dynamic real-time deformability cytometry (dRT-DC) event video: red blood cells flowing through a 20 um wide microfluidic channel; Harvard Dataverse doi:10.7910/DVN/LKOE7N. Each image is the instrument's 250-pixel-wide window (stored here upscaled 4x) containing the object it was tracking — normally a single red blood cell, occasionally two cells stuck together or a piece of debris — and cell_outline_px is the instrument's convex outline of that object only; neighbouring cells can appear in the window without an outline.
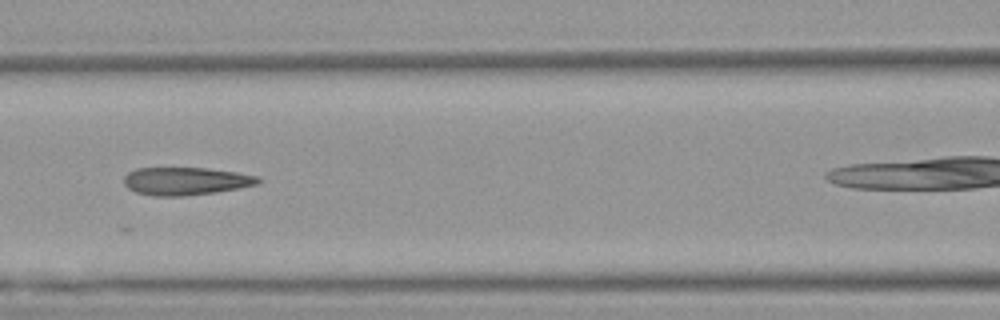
{"species": "Egyptian fruit bat (a non-hibernating species)", "species_latin": "Rousettus aegyptiacus", "temperature_condition": "warm", "stored_images_in_passage": 9, "camera_frame_rate_fps": 3000, "um_per_image_px": 0.085, "animal": {"sex": "female"}, "frame": {"image": 1, "passage_image": 3, "time_ms": 0.667, "image_size_px": [1000, 320], "cell_outline_px": [[260, 180], [256, 184], [216, 192], [184, 196], [152, 196], [136, 192], [128, 188], [124, 184], [124, 176], [128, 172], [136, 168], [208, 168], [236, 172], [256, 176]], "centroid_in_image_um": [15.72, 15.39], "position_along_channel_um": 150.9, "area_um2": 21.62}}
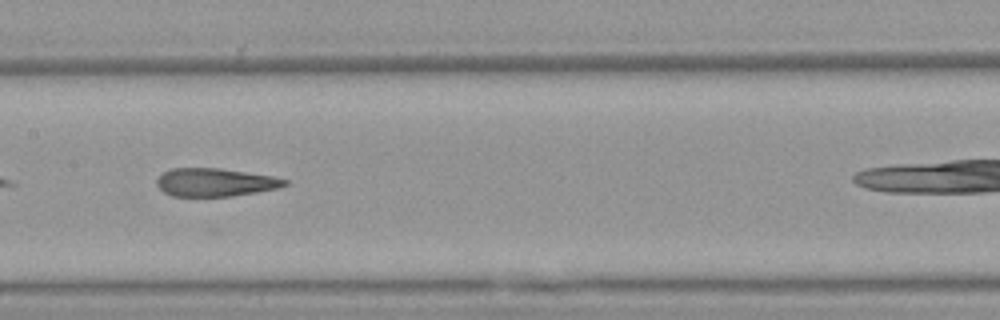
{"frame": {"image": 2, "passage_image": 4, "time_ms": 1.0, "image_size_px": [1000, 320], "cell_outline_px": [[288, 184], [280, 188], [232, 196], [172, 196], [164, 192], [156, 184], [156, 180], [164, 172], [172, 168], [220, 168], [272, 176], [288, 180]], "centroid_in_image_um": [18.3, 15.5], "position_along_channel_um": 189.1, "area_um2": 20.92}}